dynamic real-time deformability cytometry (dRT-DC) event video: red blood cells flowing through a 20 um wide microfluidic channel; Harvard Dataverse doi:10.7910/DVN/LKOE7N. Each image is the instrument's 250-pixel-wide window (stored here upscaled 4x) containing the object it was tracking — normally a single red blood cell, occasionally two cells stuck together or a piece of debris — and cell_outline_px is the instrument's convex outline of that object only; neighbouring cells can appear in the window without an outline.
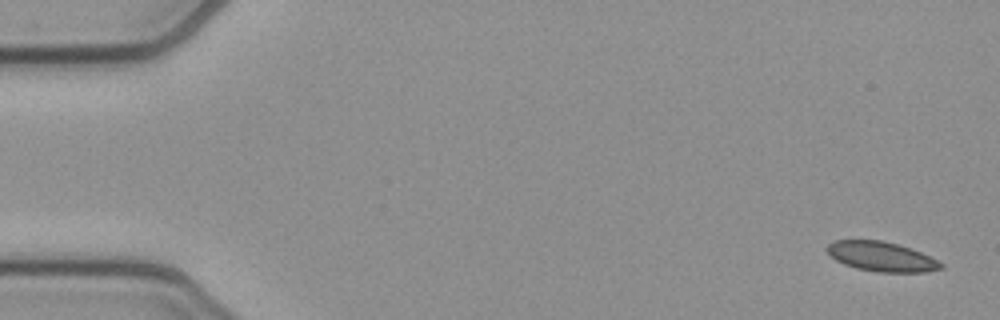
{"species": "common noctule bat (a hibernating species)", "species_latin": "Nyctalus noctula", "temperature_condition": "cold", "stored_images_in_passage": 52, "camera_frame_rate_fps": 3000, "um_per_image_px": 0.085, "animal": {"sex": "female", "body_mass_g": 21.9}, "frame": {"image": 1, "passage_image": 1, "time_ms": 0.0, "image_size_px": [1000, 320], "cell_outline_px": [[944, 268], [924, 272], [880, 272], [856, 268], [844, 264], [836, 260], [824, 248], [828, 244], [836, 240], [880, 240], [896, 244], [920, 252], [944, 264]], "centroid_in_image_um": [74.9, 21.81], "position_along_channel_um": 10.1, "area_um2": 19.42}}
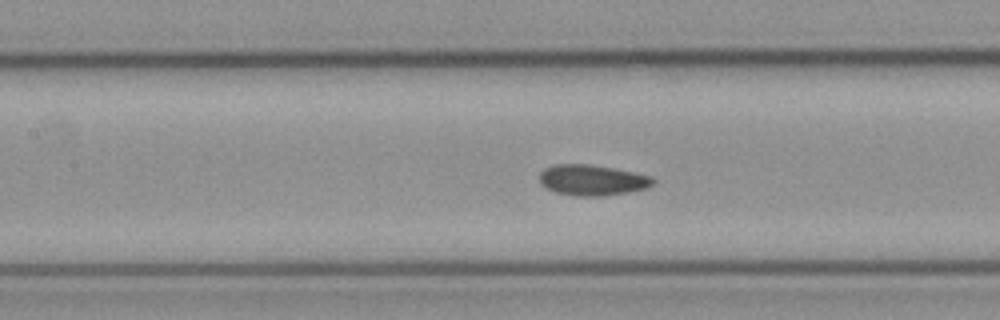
{"frame": {"image": 2, "passage_image": 23, "time_ms": 7.333, "image_size_px": [1000, 320], "cell_outline_px": [[656, 180], [648, 188], [628, 192], [600, 196], [576, 196], [556, 192], [540, 184], [540, 172], [544, 168], [556, 164], [588, 164], [616, 168], [652, 176]], "centroid_in_image_um": [50.36, 15.3], "position_along_channel_um": 157.0, "area_um2": 20.4}}
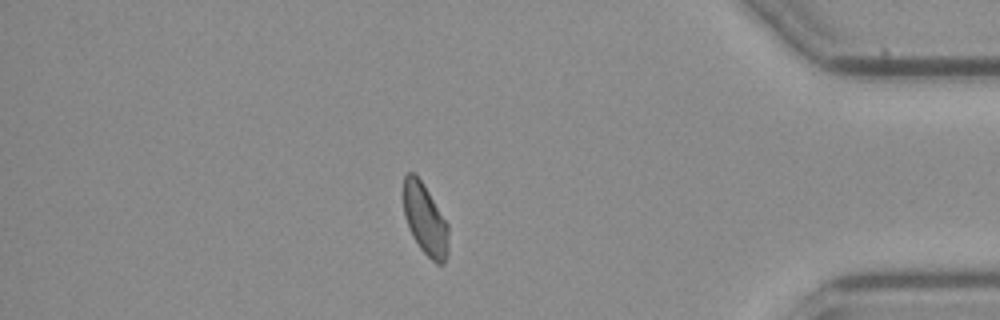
{"frame": {"image": 3, "passage_image": 45, "time_ms": 14.667, "image_size_px": [1000, 320], "cell_outline_px": [[448, 252], [444, 264], [436, 264], [420, 248], [412, 236], [408, 228], [404, 216], [404, 176], [408, 172], [412, 172], [424, 184], [448, 224]], "centroid_in_image_um": [36.14, 18.68], "position_along_channel_um": 399.1, "area_um2": 18.61}, "authors_computed_cell_mechanics": {"area_um2": 19.7387, "velocity_mm_per_s": 3.8254, "shape_relaxation_time_tau1_ms": null, "shape_relaxation_time_tau2_ms": 3.6905, "deformation_change_tau1": null, "deformation_change_tau2": 0.069}}